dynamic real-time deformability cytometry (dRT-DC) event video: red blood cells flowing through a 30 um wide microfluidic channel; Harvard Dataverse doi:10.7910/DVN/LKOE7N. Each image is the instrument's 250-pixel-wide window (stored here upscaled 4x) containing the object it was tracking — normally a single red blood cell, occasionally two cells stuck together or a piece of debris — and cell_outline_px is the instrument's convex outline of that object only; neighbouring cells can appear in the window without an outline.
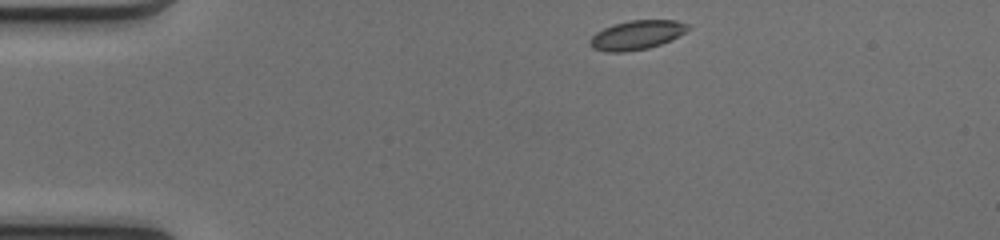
{"species": "common noctule bat (a hibernating species)", "species_latin": "Nyctalus noctula", "temperature_condition": "cold", "stored_images_in_passage": 42, "camera_frame_rate_fps": 3000, "um_per_image_px": 0.085, "animal": {"sex": "female", "body_mass_g": 17.0, "forearm_length_mm": 48.0}, "frame": {"image": 1, "passage_image": 1, "time_ms": 0.0, "image_size_px": [1000, 240], "cell_outline_px": [[692, 28], [672, 40], [648, 48], [624, 52], [604, 52], [592, 48], [588, 44], [588, 40], [596, 32], [612, 24], [628, 20], [676, 20], [688, 24]], "centroid_in_image_um": [54.11, 2.97], "position_along_channel_um": 30.9, "area_um2": 16.94}}
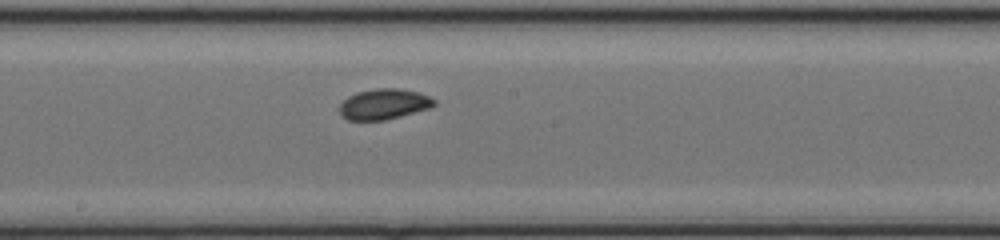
{"frame": {"image": 2, "passage_image": 19, "time_ms": 6.0, "image_size_px": [1000, 240], "cell_outline_px": [[436, 104], [432, 108], [384, 120], [348, 120], [340, 116], [340, 104], [348, 96], [356, 92], [376, 88], [400, 88], [420, 92], [436, 100]], "centroid_in_image_um": [32.65, 8.84], "position_along_channel_um": 215.6, "area_um2": 17.05}}
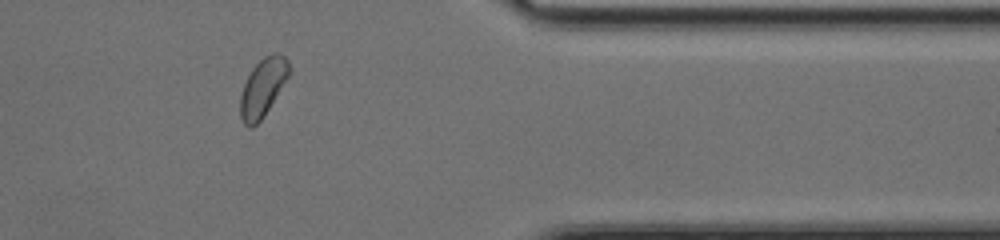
{"frame": {"image": 3, "passage_image": 33, "time_ms": 10.667, "image_size_px": [1000, 240], "cell_outline_px": [[292, 72], [264, 116], [252, 128], [248, 128], [244, 124], [240, 116], [240, 96], [244, 84], [252, 68], [264, 56], [272, 52], [280, 52], [288, 60], [292, 68]], "centroid_in_image_um": [22.38, 7.41], "position_along_channel_um": 389.0, "area_um2": 16.82}, "authors_computed_cell_mechanics": {"area_um2": 16.9932, "velocity_mm_per_s": 4.094, "shape_relaxation_time_tau1_ms": 2.0133, "shape_relaxation_time_tau2_ms": 1.617, "deformation_change_tau1": 0.08, "deformation_change_tau2": 0.0445}}